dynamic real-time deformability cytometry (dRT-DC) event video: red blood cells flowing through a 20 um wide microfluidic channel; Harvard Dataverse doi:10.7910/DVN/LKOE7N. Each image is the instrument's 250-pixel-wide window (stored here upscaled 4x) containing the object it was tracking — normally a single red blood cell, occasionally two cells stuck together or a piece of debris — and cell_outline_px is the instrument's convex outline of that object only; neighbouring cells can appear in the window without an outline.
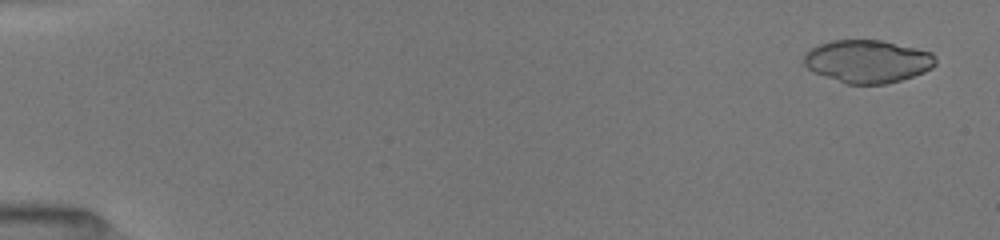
{"species": "common noctule bat (a hibernating species)", "species_latin": "Nyctalus noctula", "temperature_condition": "room temperature", "stored_images_in_passage": 28, "camera_frame_rate_fps": 3000, "um_per_image_px": 0.085, "animal": {"sex": "female", "body_mass_g": 19.5, "forearm_length_mm": 54.1}, "frame": {"image": 1, "passage_image": 3, "time_ms": 0.667, "image_size_px": [1000, 240], "cell_outline_px": [[936, 64], [932, 68], [924, 72], [900, 80], [884, 84], [844, 84], [812, 72], [804, 64], [804, 52], [820, 44], [832, 40], [880, 40], [916, 48], [932, 52], [936, 56]], "centroid_in_image_um": [73.73, 5.22], "position_along_channel_um": 11.3, "area_um2": 33.0}}